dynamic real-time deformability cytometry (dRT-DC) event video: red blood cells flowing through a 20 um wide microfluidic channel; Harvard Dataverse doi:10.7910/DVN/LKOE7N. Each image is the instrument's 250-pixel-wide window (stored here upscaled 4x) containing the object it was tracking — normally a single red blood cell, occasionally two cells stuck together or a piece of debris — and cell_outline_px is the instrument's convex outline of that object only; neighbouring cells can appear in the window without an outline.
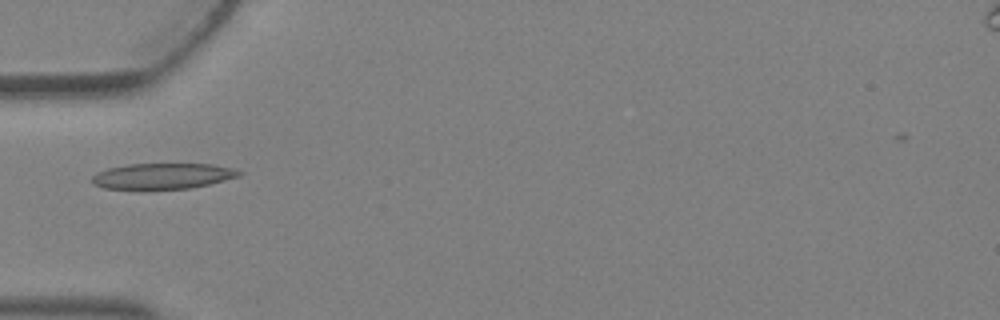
{"species": "Egyptian fruit bat (a non-hibernating species)", "species_latin": "Rousettus aegyptiacus", "temperature_condition": "warm", "stored_images_in_passage": 3, "camera_frame_rate_fps": 3000, "um_per_image_px": 0.085, "animal": {"sex": "female"}, "frame": {"image": 1, "passage_image": 2, "time_ms": 0.333, "image_size_px": [1000, 320], "cell_outline_px": [[244, 172], [240, 176], [192, 188], [104, 188], [92, 184], [92, 176], [96, 172], [108, 168], [128, 164], [212, 164], [232, 168]], "centroid_in_image_um": [13.83, 14.95], "position_along_channel_um": 71.2, "area_um2": 21.79}}
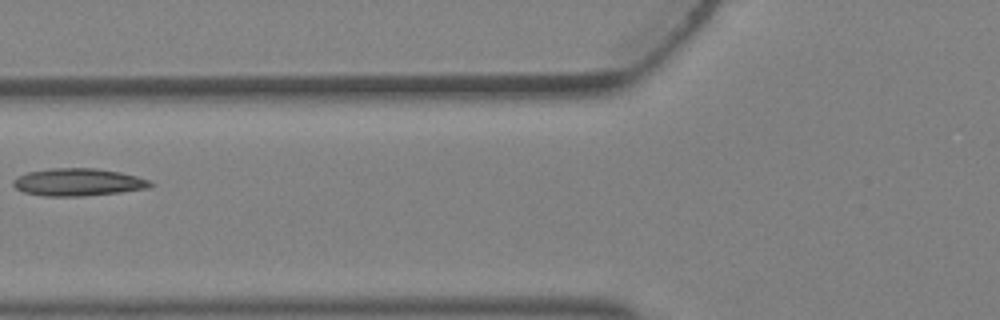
{"frame": {"image": 2, "passage_image": 3, "time_ms": 0.667, "image_size_px": [1000, 320], "cell_outline_px": [[152, 184], [148, 188], [120, 192], [84, 196], [44, 196], [24, 192], [16, 188], [12, 184], [12, 180], [16, 176], [28, 172], [52, 168], [96, 168], [120, 172], [152, 180]], "centroid_in_image_um": [6.62, 15.48], "position_along_channel_um": 119.2, "area_um2": 22.02}}